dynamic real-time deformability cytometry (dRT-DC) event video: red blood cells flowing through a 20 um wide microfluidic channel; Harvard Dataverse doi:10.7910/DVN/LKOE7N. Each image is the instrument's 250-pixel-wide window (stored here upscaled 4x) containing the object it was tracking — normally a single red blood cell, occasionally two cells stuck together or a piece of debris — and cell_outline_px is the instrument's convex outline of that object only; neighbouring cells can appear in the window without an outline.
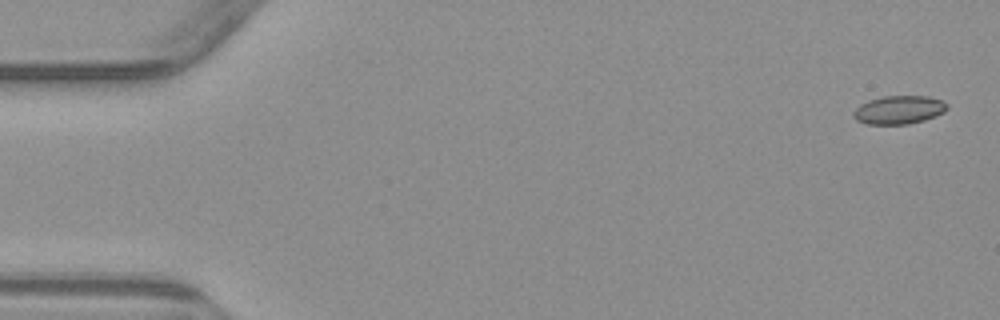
{"species": "common noctule bat (a hibernating species)", "species_latin": "Nyctalus noctula", "temperature_condition": "warm", "stored_images_in_passage": 4, "camera_frame_rate_fps": 3000, "um_per_image_px": 0.085, "animal": {"sex": "male", "body_mass_g": 23.1, "forearm_length_mm": 52.7}, "frame": {"image": 1, "passage_image": 1, "time_ms": 0.0, "image_size_px": [1000, 320], "cell_outline_px": [[948, 108], [944, 112], [936, 116], [924, 120], [908, 124], [868, 124], [856, 120], [852, 116], [852, 112], [860, 104], [868, 100], [884, 96], [928, 96], [944, 100], [948, 104]], "centroid_in_image_um": [76.42, 9.33], "position_along_channel_um": 8.6, "area_um2": 15.66}}
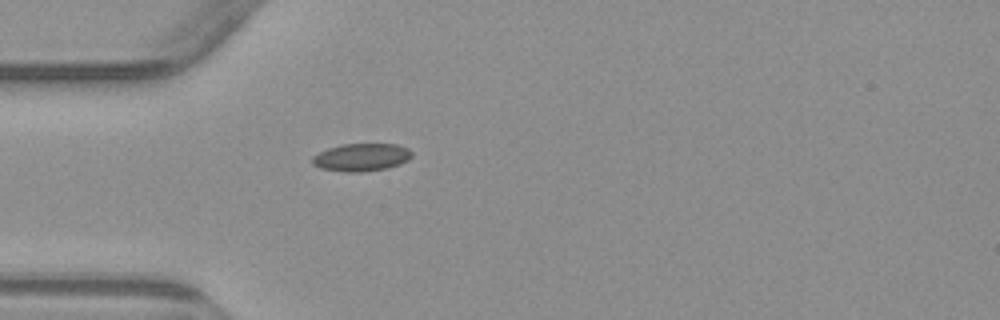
{"frame": {"image": 2, "passage_image": 4, "time_ms": 4.667, "image_size_px": [1000, 320], "cell_outline_px": [[412, 156], [408, 160], [400, 164], [388, 168], [360, 172], [344, 172], [320, 168], [312, 164], [312, 156], [328, 148], [340, 144], [396, 144], [408, 148], [412, 152]], "centroid_in_image_um": [30.72, 13.37], "position_along_channel_um": 54.3, "area_um2": 16.18}}